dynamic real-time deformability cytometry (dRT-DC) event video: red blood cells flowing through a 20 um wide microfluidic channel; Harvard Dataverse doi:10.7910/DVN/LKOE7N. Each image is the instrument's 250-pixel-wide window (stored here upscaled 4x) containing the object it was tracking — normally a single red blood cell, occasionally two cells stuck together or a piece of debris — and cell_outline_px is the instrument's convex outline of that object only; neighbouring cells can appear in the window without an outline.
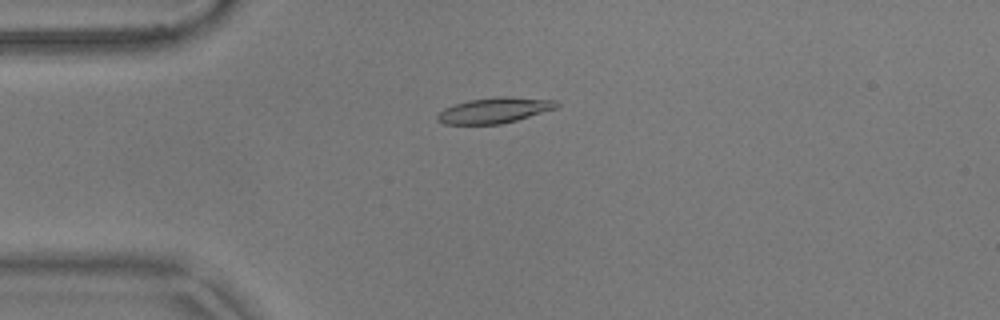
{"species": "common noctule bat (a hibernating species)", "species_latin": "Nyctalus noctula", "temperature_condition": "warm", "stored_images_in_passage": 53, "camera_frame_rate_fps": 3000, "um_per_image_px": 0.085, "animal": {"sex": "male", "body_mass_g": 17.9}, "frame": {"image": 1, "passage_image": 14, "time_ms": 4.333, "image_size_px": [1000, 320], "cell_outline_px": [[560, 104], [556, 108], [516, 120], [500, 124], [444, 124], [436, 120], [436, 116], [444, 108], [468, 100], [496, 96], [512, 96], [556, 100]], "centroid_in_image_um": [42.03, 9.36], "position_along_channel_um": 43.0, "area_um2": 17.8}}
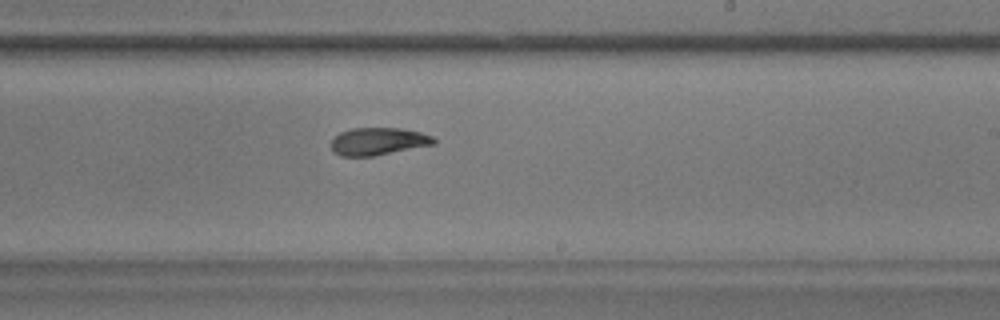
{"frame": {"image": 2, "passage_image": 33, "time_ms": 10.667, "image_size_px": [1000, 320], "cell_outline_px": [[436, 144], [372, 156], [340, 156], [332, 152], [332, 140], [340, 132], [352, 128], [400, 128], [420, 132], [432, 136], [436, 140]], "centroid_in_image_um": [32.15, 12.01], "position_along_channel_um": 256.9, "area_um2": 16.42}}
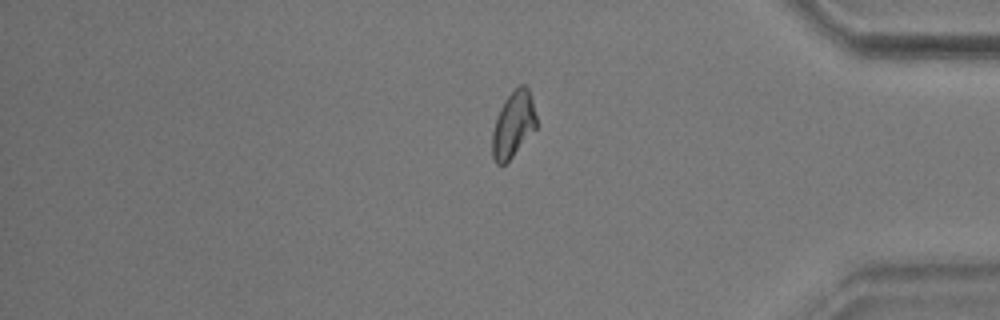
{"frame": {"image": 3, "passage_image": 46, "time_ms": 15.0, "image_size_px": [1000, 320], "cell_outline_px": [[536, 128], [512, 156], [504, 164], [496, 164], [492, 156], [492, 132], [500, 108], [504, 100], [520, 84], [524, 84], [528, 88], [532, 100], [536, 116]], "centroid_in_image_um": [43.62, 10.58], "position_along_channel_um": 391.6, "area_um2": 16.65}, "authors_computed_cell_mechanics": {"area_um2": 17.34, "velocity_mm_per_s": 3.6845, "shape_relaxation_time_tau1_ms": 8.6539, "shape_relaxation_time_tau2_ms": 3.5557, "deformation_change_tau1": 0.2324, "deformation_change_tau2": 0.0837}}